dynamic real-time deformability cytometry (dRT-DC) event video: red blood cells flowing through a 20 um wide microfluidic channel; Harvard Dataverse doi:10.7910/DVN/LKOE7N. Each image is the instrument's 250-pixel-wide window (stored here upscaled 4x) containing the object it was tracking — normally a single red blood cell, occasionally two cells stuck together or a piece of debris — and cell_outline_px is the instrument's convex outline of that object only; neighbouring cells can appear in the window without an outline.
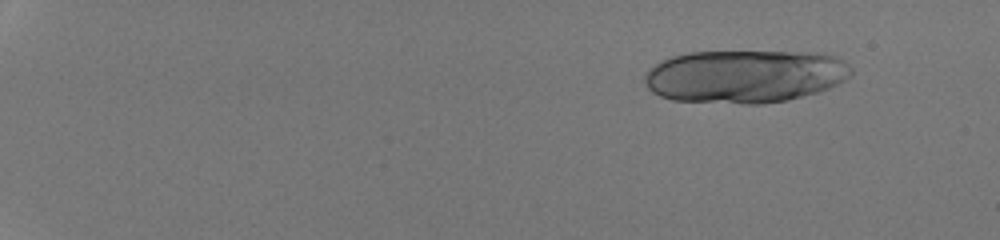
{"species": "human", "species_latin": "Homo sapiens", "temperature_condition": "room temperature", "stored_images_in_passage": 25, "camera_frame_rate_fps": 3000, "um_per_image_px": 0.085, "donor": {"sex": "male"}, "frame": {"image": 1, "passage_image": 7, "time_ms": 2.0, "image_size_px": [1000, 240], "cell_outline_px": [[852, 76], [828, 88], [816, 92], [788, 100], [764, 104], [744, 104], [672, 100], [660, 96], [652, 92], [648, 88], [644, 80], [644, 76], [656, 64], [672, 56], [688, 52], [800, 52], [832, 56], [848, 64], [852, 68]], "centroid_in_image_um": [63.3, 6.5], "position_along_channel_um": 21.7, "area_um2": 63.52}}